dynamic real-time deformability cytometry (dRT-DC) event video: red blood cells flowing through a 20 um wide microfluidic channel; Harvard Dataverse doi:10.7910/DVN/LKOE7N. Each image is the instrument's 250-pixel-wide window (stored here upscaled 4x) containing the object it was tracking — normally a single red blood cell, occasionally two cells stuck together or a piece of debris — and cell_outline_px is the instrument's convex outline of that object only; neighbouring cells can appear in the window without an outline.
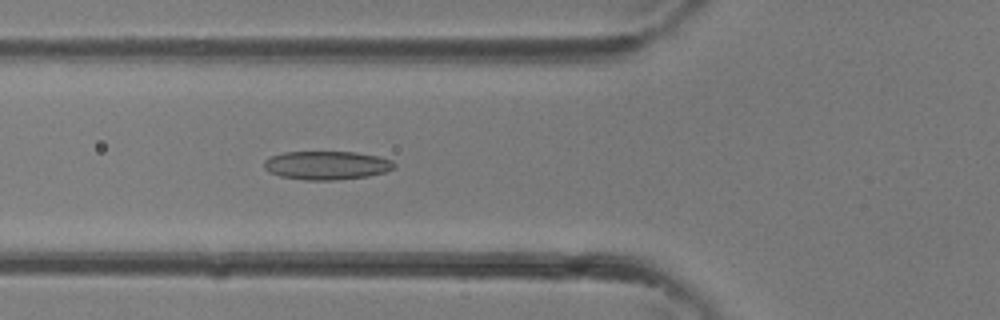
{"species": "common noctule bat (a hibernating species)", "species_latin": "Nyctalus noctula", "temperature_condition": "room temperature", "stored_images_in_passage": 25, "camera_frame_rate_fps": 3000, "um_per_image_px": 0.085, "animal": {"sex": "female"}, "frame": {"image": 1, "passage_image": 5, "time_ms": 1.333, "image_size_px": [1000, 320], "cell_outline_px": [[396, 164], [392, 168], [384, 172], [368, 176], [336, 180], [304, 180], [280, 176], [268, 172], [264, 168], [264, 160], [268, 156], [284, 152], [356, 152], [380, 156], [392, 160]], "centroid_in_image_um": [27.74, 14.05], "position_along_channel_um": 98.1, "area_um2": 21.85}}
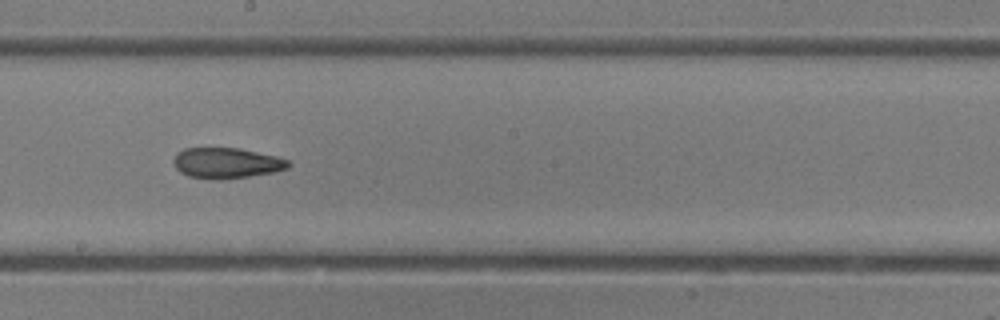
{"frame": {"image": 2, "passage_image": 12, "time_ms": 3.667, "image_size_px": [1000, 320], "cell_outline_px": [[292, 164], [288, 168], [272, 172], [248, 176], [212, 180], [188, 176], [180, 172], [172, 164], [172, 160], [176, 152], [184, 148], [240, 148], [276, 156], [288, 160]], "centroid_in_image_um": [19.21, 13.85], "position_along_channel_um": 229.0, "area_um2": 20.58}}
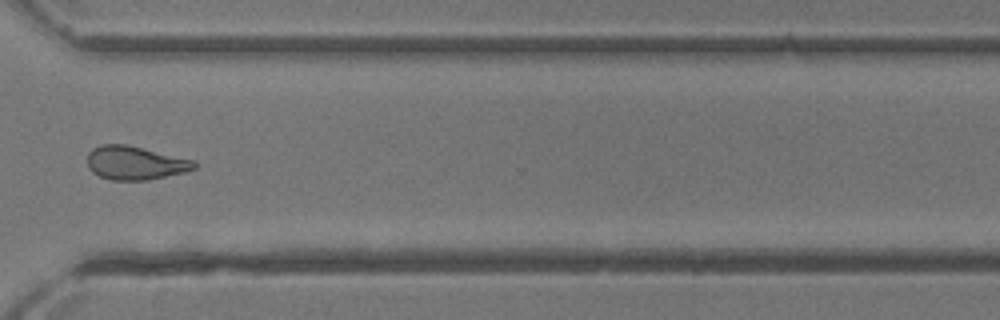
{"frame": {"image": 3, "passage_image": 19, "time_ms": 6.0, "image_size_px": [1000, 320], "cell_outline_px": [[196, 168], [184, 172], [148, 180], [112, 180], [100, 176], [92, 172], [88, 168], [88, 152], [92, 148], [100, 144], [124, 144], [196, 160]], "centroid_in_image_um": [11.48, 13.84], "position_along_channel_um": 359.1, "area_um2": 20.92}}